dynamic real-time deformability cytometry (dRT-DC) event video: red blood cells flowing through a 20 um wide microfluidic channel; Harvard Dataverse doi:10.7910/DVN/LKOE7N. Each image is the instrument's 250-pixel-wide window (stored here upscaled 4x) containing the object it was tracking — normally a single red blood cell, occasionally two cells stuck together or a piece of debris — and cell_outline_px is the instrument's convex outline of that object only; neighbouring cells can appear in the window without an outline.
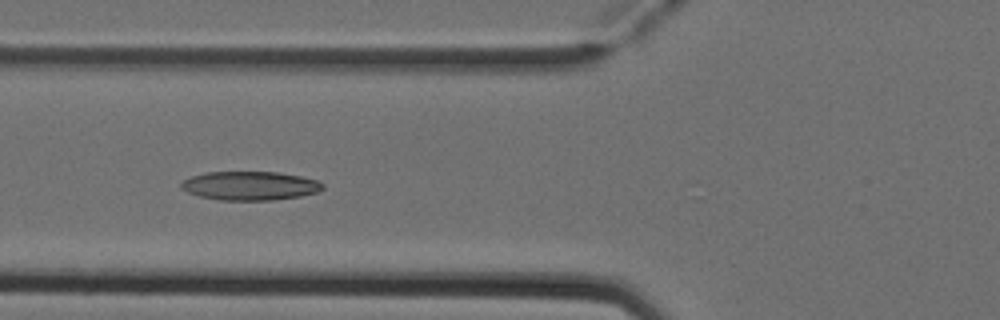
{"species": "Egyptian fruit bat (a non-hibernating species)", "species_latin": "Rousettus aegyptiacus", "temperature_condition": "cold", "stored_images_in_passage": 7, "camera_frame_rate_fps": 3000, "um_per_image_px": 0.085, "animal": {"sex": "female"}, "frame": {"image": 1, "passage_image": 5, "time_ms": 1.333, "image_size_px": [1000, 320], "cell_outline_px": [[324, 188], [316, 192], [300, 196], [276, 200], [220, 200], [200, 196], [188, 192], [180, 188], [180, 184], [184, 180], [192, 176], [204, 172], [276, 172], [300, 176], [316, 180], [324, 184]], "centroid_in_image_um": [21.24, 15.79], "position_along_channel_um": 104.6, "area_um2": 23.7}}
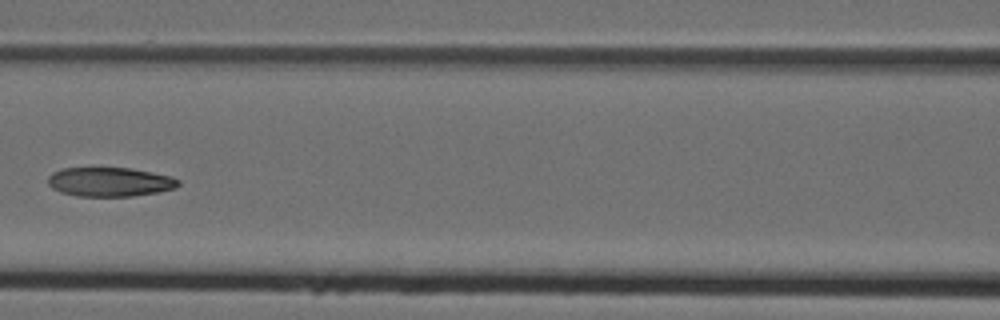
{"frame": {"image": 2, "passage_image": 6, "time_ms": 1.667, "image_size_px": [1000, 320], "cell_outline_px": [[180, 184], [176, 188], [160, 192], [132, 196], [76, 196], [60, 192], [52, 188], [48, 184], [48, 176], [52, 172], [60, 168], [132, 168], [172, 176], [180, 180]], "centroid_in_image_um": [9.35, 15.46], "position_along_channel_um": 157.3, "area_um2": 22.43}}
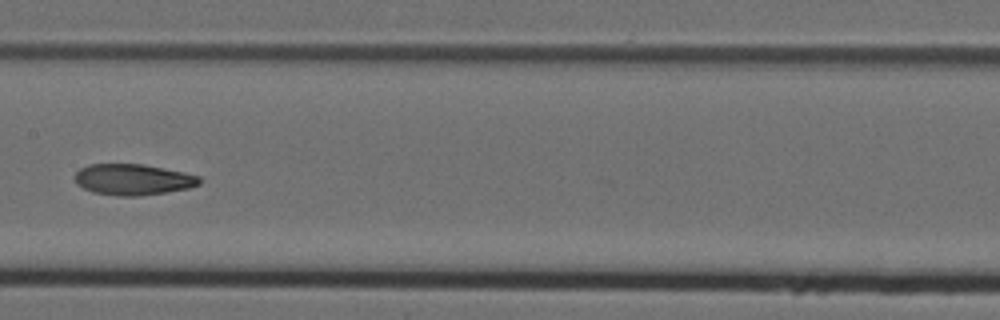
{"frame": {"image": 3, "passage_image": 7, "time_ms": 2.0, "image_size_px": [1000, 320], "cell_outline_px": [[200, 184], [188, 188], [164, 192], [136, 196], [116, 196], [92, 192], [76, 184], [76, 172], [80, 168], [88, 164], [140, 164], [164, 168], [184, 172], [200, 176]], "centroid_in_image_um": [11.29, 15.26], "position_along_channel_um": 196.1, "area_um2": 22.43}}